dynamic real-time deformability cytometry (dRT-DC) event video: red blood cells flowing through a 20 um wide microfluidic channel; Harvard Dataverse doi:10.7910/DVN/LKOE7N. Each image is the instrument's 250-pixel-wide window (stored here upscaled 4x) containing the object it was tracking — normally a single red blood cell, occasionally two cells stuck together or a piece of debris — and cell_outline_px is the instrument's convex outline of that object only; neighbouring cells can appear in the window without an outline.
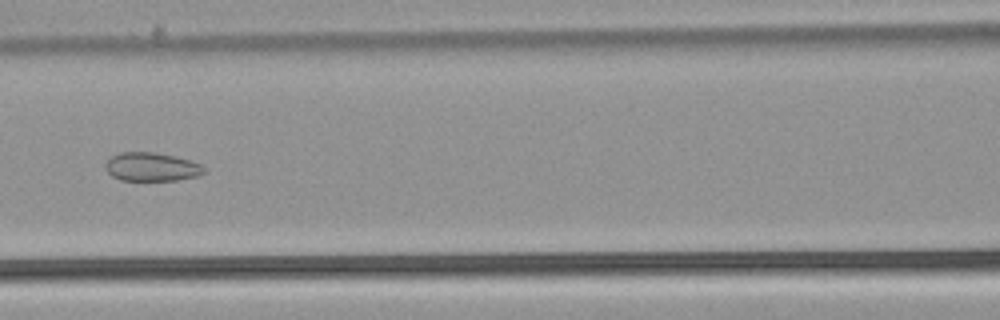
{"species": "common noctule bat (a hibernating species)", "species_latin": "Nyctalus noctula", "temperature_condition": "warm", "stored_images_in_passage": 53, "camera_frame_rate_fps": 3000, "um_per_image_px": 0.085, "animal": {"sex": "male", "body_mass_g": 21.5, "forearm_length_mm": 52.0}, "frame": {"image": 1, "passage_image": 25, "time_ms": 8.0, "image_size_px": [1000, 320], "cell_outline_px": [[208, 172], [200, 176], [176, 180], [120, 180], [112, 176], [104, 168], [104, 164], [112, 156], [120, 152], [152, 152], [176, 156], [200, 164]], "centroid_in_image_um": [12.9, 14.19], "position_along_channel_um": 153.7, "area_um2": 16.53}}
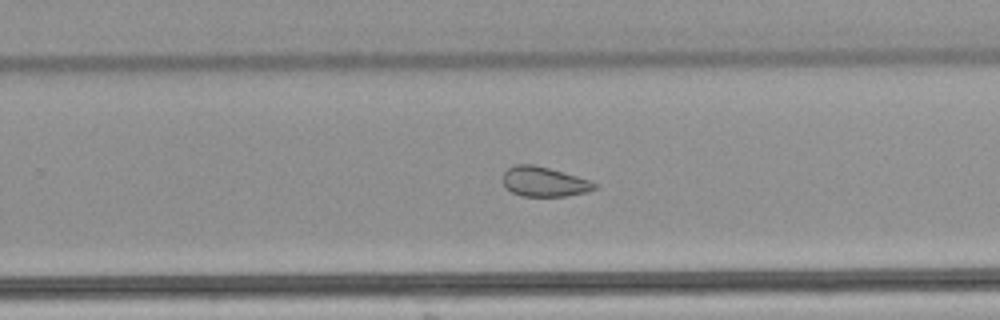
{"frame": {"image": 2, "passage_image": 35, "time_ms": 11.333, "image_size_px": [1000, 320], "cell_outline_px": [[596, 188], [584, 192], [564, 196], [524, 196], [512, 192], [504, 184], [504, 172], [508, 168], [516, 164], [532, 164], [548, 168], [576, 176], [588, 180], [596, 184]], "centroid_in_image_um": [46.22, 15.44], "position_along_channel_um": 283.6, "area_um2": 15.43}}
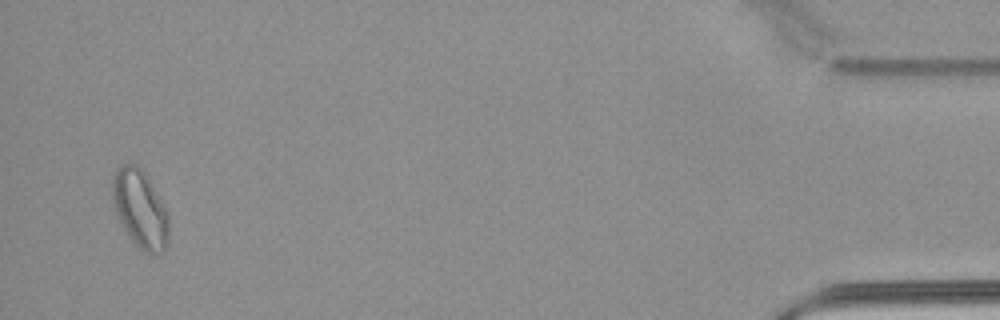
{"frame": {"image": 3, "passage_image": 52, "time_ms": 17.0, "image_size_px": [1000, 320], "cell_outline_px": [[168, 240], [164, 248], [160, 252], [152, 256], [144, 252], [132, 240], [124, 228], [120, 220], [112, 200], [112, 176], [116, 168], [120, 164], [136, 164], [144, 172], [168, 212]], "centroid_in_image_um": [11.9, 17.74], "position_along_channel_um": 423.3, "area_um2": 25.37}, "authors_computed_cell_mechanics": {"area_um2": 21.2704, "velocity_mm_per_s": 3.9092, "shape_relaxation_time_tau1_ms": null, "shape_relaxation_time_tau2_ms": 2.7599, "deformation_change_tau1": null, "deformation_change_tau2": 0.0897}}